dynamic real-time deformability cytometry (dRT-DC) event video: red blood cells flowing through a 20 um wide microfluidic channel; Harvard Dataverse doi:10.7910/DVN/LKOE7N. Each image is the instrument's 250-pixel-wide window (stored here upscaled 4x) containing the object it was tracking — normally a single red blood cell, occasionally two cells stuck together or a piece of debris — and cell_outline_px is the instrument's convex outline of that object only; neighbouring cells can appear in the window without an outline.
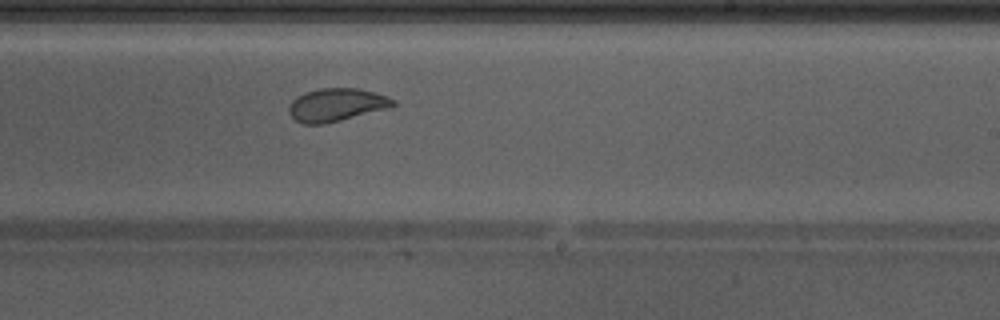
{"species": "Egyptian fruit bat (a non-hibernating species)", "species_latin": "Rousettus aegyptiacus", "temperature_condition": "warm", "stored_images_in_passage": 34, "camera_frame_rate_fps": 3000, "um_per_image_px": 0.085, "animal": {"sex": "male"}, "frame": {"image": 1, "passage_image": 15, "time_ms": 4.667, "image_size_px": [1000, 320], "cell_outline_px": [[396, 104], [392, 108], [324, 124], [304, 124], [296, 120], [288, 112], [288, 108], [292, 100], [296, 96], [304, 92], [320, 88], [360, 88], [376, 92], [388, 96], [396, 100]], "centroid_in_image_um": [28.64, 8.9], "position_along_channel_um": 260.4, "area_um2": 20.4}, "authors_computed_cell_mechanics": {"area_um2": 20.5768, "velocity_mm_per_s": 4.2696, "shape_relaxation_time_tau1_ms": 10.0513, "shape_relaxation_time_tau2_ms": 1.2051, "deformation_change_tau1": 0.2187, "deformation_change_tau2": 0.0686}}